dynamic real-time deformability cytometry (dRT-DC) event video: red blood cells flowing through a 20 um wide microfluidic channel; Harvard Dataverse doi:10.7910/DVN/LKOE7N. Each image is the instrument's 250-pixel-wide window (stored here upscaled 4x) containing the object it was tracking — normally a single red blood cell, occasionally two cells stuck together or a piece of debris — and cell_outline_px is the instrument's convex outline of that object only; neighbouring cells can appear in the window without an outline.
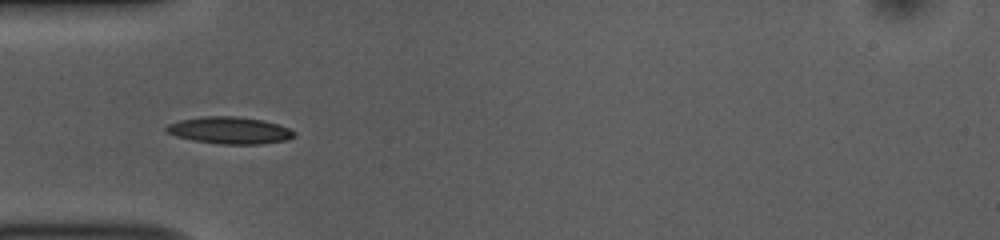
{"species": "common noctule bat (a hibernating species)", "species_latin": "Nyctalus noctula", "temperature_condition": "room temperature", "stored_images_in_passage": 8, "camera_frame_rate_fps": 3000, "um_per_image_px": 0.085, "animal": {"sex": "female", "body_mass_g": 10.0, "forearm_length_mm": 53.1}, "frame": {"image": 1, "passage_image": 3, "time_ms": 0.667, "image_size_px": [1000, 240], "cell_outline_px": [[296, 136], [288, 140], [260, 144], [220, 144], [192, 140], [176, 136], [168, 132], [164, 128], [168, 124], [180, 120], [204, 116], [232, 116], [264, 120], [280, 124], [296, 132]], "centroid_in_image_um": [19.56, 11.08], "position_along_channel_um": 65.4, "area_um2": 20.17}}
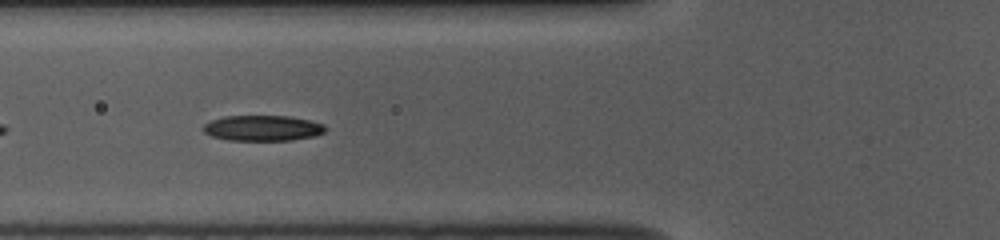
{"frame": {"image": 2, "passage_image": 6, "time_ms": 1.667, "image_size_px": [1000, 240], "cell_outline_px": [[328, 128], [324, 132], [316, 136], [292, 140], [228, 140], [212, 136], [204, 132], [200, 128], [204, 124], [212, 120], [224, 116], [288, 116], [308, 120], [324, 124]], "centroid_in_image_um": [22.33, 10.89], "position_along_channel_um": 103.5, "area_um2": 18.26}}